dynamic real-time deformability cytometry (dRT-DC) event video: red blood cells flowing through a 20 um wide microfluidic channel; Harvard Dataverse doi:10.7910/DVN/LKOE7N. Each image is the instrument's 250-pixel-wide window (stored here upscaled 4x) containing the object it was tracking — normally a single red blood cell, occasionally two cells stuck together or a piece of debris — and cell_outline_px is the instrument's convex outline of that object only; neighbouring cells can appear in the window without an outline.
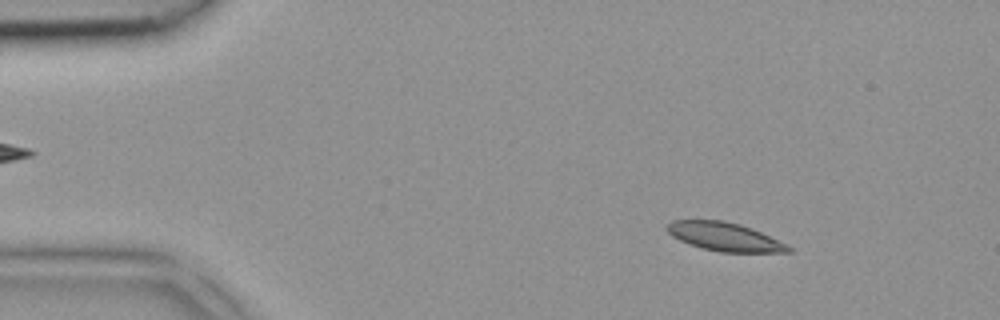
{"species": "common noctule bat (a hibernating species)", "species_latin": "Nyctalus noctula", "temperature_condition": "room temperature", "stored_images_in_passage": 3, "camera_frame_rate_fps": 3000, "um_per_image_px": 0.085, "animal": {"sex": "female", "body_mass_g": 18.4}, "frame": {"image": 1, "passage_image": 1, "time_ms": 0.0, "image_size_px": [1000, 320], "cell_outline_px": [[792, 252], [720, 252], [704, 248], [680, 240], [672, 236], [668, 232], [668, 224], [672, 220], [724, 220], [740, 224], [752, 228], [788, 244], [792, 248]], "centroid_in_image_um": [61.65, 20.12], "position_along_channel_um": 23.4, "area_um2": 20.0}}
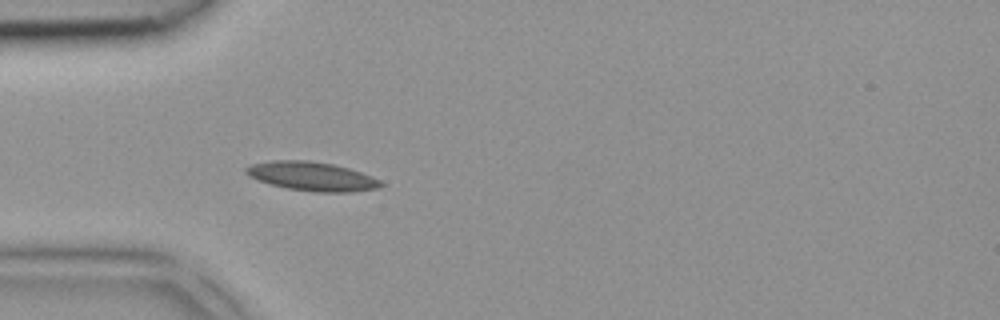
{"frame": {"image": 2, "passage_image": 3, "time_ms": 0.667, "image_size_px": [1000, 320], "cell_outline_px": [[384, 184], [380, 188], [352, 192], [316, 192], [288, 188], [268, 184], [256, 180], [248, 176], [244, 172], [244, 168], [252, 164], [272, 160], [308, 160], [332, 164], [348, 168], [360, 172], [380, 180]], "centroid_in_image_um": [26.48, 14.99], "position_along_channel_um": 58.5, "area_um2": 22.83}}